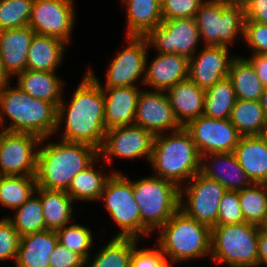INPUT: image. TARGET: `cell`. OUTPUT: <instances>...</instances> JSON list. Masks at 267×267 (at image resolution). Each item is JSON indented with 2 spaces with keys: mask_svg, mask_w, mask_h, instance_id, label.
Returning a JSON list of instances; mask_svg holds the SVG:
<instances>
[{
  "mask_svg": "<svg viewBox=\"0 0 267 267\" xmlns=\"http://www.w3.org/2000/svg\"><path fill=\"white\" fill-rule=\"evenodd\" d=\"M209 158L211 163L208 162ZM200 173L208 179L218 181L228 191L238 192L252 184L233 152L209 153L201 156Z\"/></svg>",
  "mask_w": 267,
  "mask_h": 267,
  "instance_id": "20",
  "label": "cell"
},
{
  "mask_svg": "<svg viewBox=\"0 0 267 267\" xmlns=\"http://www.w3.org/2000/svg\"><path fill=\"white\" fill-rule=\"evenodd\" d=\"M34 0H0V30L28 26Z\"/></svg>",
  "mask_w": 267,
  "mask_h": 267,
  "instance_id": "39",
  "label": "cell"
},
{
  "mask_svg": "<svg viewBox=\"0 0 267 267\" xmlns=\"http://www.w3.org/2000/svg\"><path fill=\"white\" fill-rule=\"evenodd\" d=\"M135 246L130 259V267H171V261L168 260L162 251L158 248L138 249Z\"/></svg>",
  "mask_w": 267,
  "mask_h": 267,
  "instance_id": "44",
  "label": "cell"
},
{
  "mask_svg": "<svg viewBox=\"0 0 267 267\" xmlns=\"http://www.w3.org/2000/svg\"><path fill=\"white\" fill-rule=\"evenodd\" d=\"M103 202L115 223L121 228L114 237L140 239V211L133 184L123 174L113 172L107 179L99 201Z\"/></svg>",
  "mask_w": 267,
  "mask_h": 267,
  "instance_id": "9",
  "label": "cell"
},
{
  "mask_svg": "<svg viewBox=\"0 0 267 267\" xmlns=\"http://www.w3.org/2000/svg\"><path fill=\"white\" fill-rule=\"evenodd\" d=\"M20 236L14 225L7 219H0V261L14 259L18 255Z\"/></svg>",
  "mask_w": 267,
  "mask_h": 267,
  "instance_id": "42",
  "label": "cell"
},
{
  "mask_svg": "<svg viewBox=\"0 0 267 267\" xmlns=\"http://www.w3.org/2000/svg\"><path fill=\"white\" fill-rule=\"evenodd\" d=\"M260 103L267 119V87H265V89L263 90V93L260 98Z\"/></svg>",
  "mask_w": 267,
  "mask_h": 267,
  "instance_id": "51",
  "label": "cell"
},
{
  "mask_svg": "<svg viewBox=\"0 0 267 267\" xmlns=\"http://www.w3.org/2000/svg\"><path fill=\"white\" fill-rule=\"evenodd\" d=\"M1 129H0V140H1V137H2V135H3V133L5 132V129H4V127H0Z\"/></svg>",
  "mask_w": 267,
  "mask_h": 267,
  "instance_id": "52",
  "label": "cell"
},
{
  "mask_svg": "<svg viewBox=\"0 0 267 267\" xmlns=\"http://www.w3.org/2000/svg\"><path fill=\"white\" fill-rule=\"evenodd\" d=\"M184 128L191 135L201 156L234 152L241 137L230 119H215L204 114L190 121Z\"/></svg>",
  "mask_w": 267,
  "mask_h": 267,
  "instance_id": "15",
  "label": "cell"
},
{
  "mask_svg": "<svg viewBox=\"0 0 267 267\" xmlns=\"http://www.w3.org/2000/svg\"><path fill=\"white\" fill-rule=\"evenodd\" d=\"M164 134L155 135L149 163L156 171L154 176L169 180L180 188L184 181L200 172L201 155L184 127Z\"/></svg>",
  "mask_w": 267,
  "mask_h": 267,
  "instance_id": "4",
  "label": "cell"
},
{
  "mask_svg": "<svg viewBox=\"0 0 267 267\" xmlns=\"http://www.w3.org/2000/svg\"><path fill=\"white\" fill-rule=\"evenodd\" d=\"M155 135L137 125L118 126L107 129L100 157L108 164L112 157L131 159L146 157L150 162ZM103 155V156H102Z\"/></svg>",
  "mask_w": 267,
  "mask_h": 267,
  "instance_id": "14",
  "label": "cell"
},
{
  "mask_svg": "<svg viewBox=\"0 0 267 267\" xmlns=\"http://www.w3.org/2000/svg\"><path fill=\"white\" fill-rule=\"evenodd\" d=\"M40 141L34 134L5 131L0 140V174L35 176Z\"/></svg>",
  "mask_w": 267,
  "mask_h": 267,
  "instance_id": "12",
  "label": "cell"
},
{
  "mask_svg": "<svg viewBox=\"0 0 267 267\" xmlns=\"http://www.w3.org/2000/svg\"><path fill=\"white\" fill-rule=\"evenodd\" d=\"M11 77L12 76L10 75V73L4 67V64L0 56V90L3 89L5 86L10 85Z\"/></svg>",
  "mask_w": 267,
  "mask_h": 267,
  "instance_id": "49",
  "label": "cell"
},
{
  "mask_svg": "<svg viewBox=\"0 0 267 267\" xmlns=\"http://www.w3.org/2000/svg\"><path fill=\"white\" fill-rule=\"evenodd\" d=\"M101 158L98 156L87 168L79 172L72 180L66 193L72 200L95 201L100 199L105 183L110 175L106 176L102 170L94 168L95 161ZM105 175V176H104Z\"/></svg>",
  "mask_w": 267,
  "mask_h": 267,
  "instance_id": "32",
  "label": "cell"
},
{
  "mask_svg": "<svg viewBox=\"0 0 267 267\" xmlns=\"http://www.w3.org/2000/svg\"><path fill=\"white\" fill-rule=\"evenodd\" d=\"M262 227H263L265 230H267V218H266L265 223L262 225Z\"/></svg>",
  "mask_w": 267,
  "mask_h": 267,
  "instance_id": "54",
  "label": "cell"
},
{
  "mask_svg": "<svg viewBox=\"0 0 267 267\" xmlns=\"http://www.w3.org/2000/svg\"><path fill=\"white\" fill-rule=\"evenodd\" d=\"M238 196L245 222L262 226L267 218V184L252 183Z\"/></svg>",
  "mask_w": 267,
  "mask_h": 267,
  "instance_id": "34",
  "label": "cell"
},
{
  "mask_svg": "<svg viewBox=\"0 0 267 267\" xmlns=\"http://www.w3.org/2000/svg\"><path fill=\"white\" fill-rule=\"evenodd\" d=\"M206 0H166L161 6L162 19L195 18L197 11Z\"/></svg>",
  "mask_w": 267,
  "mask_h": 267,
  "instance_id": "41",
  "label": "cell"
},
{
  "mask_svg": "<svg viewBox=\"0 0 267 267\" xmlns=\"http://www.w3.org/2000/svg\"><path fill=\"white\" fill-rule=\"evenodd\" d=\"M225 4L226 6H240L245 8L250 0H213Z\"/></svg>",
  "mask_w": 267,
  "mask_h": 267,
  "instance_id": "50",
  "label": "cell"
},
{
  "mask_svg": "<svg viewBox=\"0 0 267 267\" xmlns=\"http://www.w3.org/2000/svg\"><path fill=\"white\" fill-rule=\"evenodd\" d=\"M65 42L45 35L34 34L27 57V69L56 72L63 61Z\"/></svg>",
  "mask_w": 267,
  "mask_h": 267,
  "instance_id": "27",
  "label": "cell"
},
{
  "mask_svg": "<svg viewBox=\"0 0 267 267\" xmlns=\"http://www.w3.org/2000/svg\"><path fill=\"white\" fill-rule=\"evenodd\" d=\"M259 227L248 222L213 226L210 259L229 267H257Z\"/></svg>",
  "mask_w": 267,
  "mask_h": 267,
  "instance_id": "7",
  "label": "cell"
},
{
  "mask_svg": "<svg viewBox=\"0 0 267 267\" xmlns=\"http://www.w3.org/2000/svg\"><path fill=\"white\" fill-rule=\"evenodd\" d=\"M58 242L67 249L79 254L85 261L89 263V250L93 244L92 231L85 226L71 223L61 229H58Z\"/></svg>",
  "mask_w": 267,
  "mask_h": 267,
  "instance_id": "38",
  "label": "cell"
},
{
  "mask_svg": "<svg viewBox=\"0 0 267 267\" xmlns=\"http://www.w3.org/2000/svg\"><path fill=\"white\" fill-rule=\"evenodd\" d=\"M58 234L53 230H43L20 237L17 267H50V256L56 244Z\"/></svg>",
  "mask_w": 267,
  "mask_h": 267,
  "instance_id": "25",
  "label": "cell"
},
{
  "mask_svg": "<svg viewBox=\"0 0 267 267\" xmlns=\"http://www.w3.org/2000/svg\"><path fill=\"white\" fill-rule=\"evenodd\" d=\"M127 6V36H146L161 24V5L157 0H122Z\"/></svg>",
  "mask_w": 267,
  "mask_h": 267,
  "instance_id": "29",
  "label": "cell"
},
{
  "mask_svg": "<svg viewBox=\"0 0 267 267\" xmlns=\"http://www.w3.org/2000/svg\"><path fill=\"white\" fill-rule=\"evenodd\" d=\"M166 93L182 127L203 115L205 90L189 78L174 84Z\"/></svg>",
  "mask_w": 267,
  "mask_h": 267,
  "instance_id": "24",
  "label": "cell"
},
{
  "mask_svg": "<svg viewBox=\"0 0 267 267\" xmlns=\"http://www.w3.org/2000/svg\"><path fill=\"white\" fill-rule=\"evenodd\" d=\"M195 20L204 45L227 46L238 34L244 35L245 9L206 0L197 11Z\"/></svg>",
  "mask_w": 267,
  "mask_h": 267,
  "instance_id": "8",
  "label": "cell"
},
{
  "mask_svg": "<svg viewBox=\"0 0 267 267\" xmlns=\"http://www.w3.org/2000/svg\"><path fill=\"white\" fill-rule=\"evenodd\" d=\"M149 48L158 53H175L190 59L201 40L195 18L163 20L146 36Z\"/></svg>",
  "mask_w": 267,
  "mask_h": 267,
  "instance_id": "11",
  "label": "cell"
},
{
  "mask_svg": "<svg viewBox=\"0 0 267 267\" xmlns=\"http://www.w3.org/2000/svg\"><path fill=\"white\" fill-rule=\"evenodd\" d=\"M159 249L171 263L211 255V228L178 209L159 228Z\"/></svg>",
  "mask_w": 267,
  "mask_h": 267,
  "instance_id": "5",
  "label": "cell"
},
{
  "mask_svg": "<svg viewBox=\"0 0 267 267\" xmlns=\"http://www.w3.org/2000/svg\"><path fill=\"white\" fill-rule=\"evenodd\" d=\"M134 124L154 135L162 134L165 130L172 132L182 128L172 110L166 91L141 90Z\"/></svg>",
  "mask_w": 267,
  "mask_h": 267,
  "instance_id": "17",
  "label": "cell"
},
{
  "mask_svg": "<svg viewBox=\"0 0 267 267\" xmlns=\"http://www.w3.org/2000/svg\"><path fill=\"white\" fill-rule=\"evenodd\" d=\"M34 34L29 25L0 30V56L11 76L27 69L28 50Z\"/></svg>",
  "mask_w": 267,
  "mask_h": 267,
  "instance_id": "22",
  "label": "cell"
},
{
  "mask_svg": "<svg viewBox=\"0 0 267 267\" xmlns=\"http://www.w3.org/2000/svg\"><path fill=\"white\" fill-rule=\"evenodd\" d=\"M9 86L0 90V126L4 127L7 116L11 124L4 127L5 131L30 133L40 139L56 133L57 107L26 94L19 86Z\"/></svg>",
  "mask_w": 267,
  "mask_h": 267,
  "instance_id": "3",
  "label": "cell"
},
{
  "mask_svg": "<svg viewBox=\"0 0 267 267\" xmlns=\"http://www.w3.org/2000/svg\"><path fill=\"white\" fill-rule=\"evenodd\" d=\"M157 54L150 66L145 68L144 85L155 91H167L174 84L188 79V58L175 53Z\"/></svg>",
  "mask_w": 267,
  "mask_h": 267,
  "instance_id": "21",
  "label": "cell"
},
{
  "mask_svg": "<svg viewBox=\"0 0 267 267\" xmlns=\"http://www.w3.org/2000/svg\"><path fill=\"white\" fill-rule=\"evenodd\" d=\"M189 181L193 183L179 189V209L212 228L217 224L219 205L227 190L221 183L206 178L200 172ZM183 196L187 197L186 202Z\"/></svg>",
  "mask_w": 267,
  "mask_h": 267,
  "instance_id": "10",
  "label": "cell"
},
{
  "mask_svg": "<svg viewBox=\"0 0 267 267\" xmlns=\"http://www.w3.org/2000/svg\"><path fill=\"white\" fill-rule=\"evenodd\" d=\"M45 140L41 139L38 149L37 187L67 191L73 178L99 156L98 149L85 143L59 140L43 147Z\"/></svg>",
  "mask_w": 267,
  "mask_h": 267,
  "instance_id": "2",
  "label": "cell"
},
{
  "mask_svg": "<svg viewBox=\"0 0 267 267\" xmlns=\"http://www.w3.org/2000/svg\"><path fill=\"white\" fill-rule=\"evenodd\" d=\"M35 194L40 197L47 230L57 231L68 225L74 216L72 214L74 208L73 200L66 191L49 190L36 186Z\"/></svg>",
  "mask_w": 267,
  "mask_h": 267,
  "instance_id": "28",
  "label": "cell"
},
{
  "mask_svg": "<svg viewBox=\"0 0 267 267\" xmlns=\"http://www.w3.org/2000/svg\"><path fill=\"white\" fill-rule=\"evenodd\" d=\"M157 1L161 6L166 2V0H157Z\"/></svg>",
  "mask_w": 267,
  "mask_h": 267,
  "instance_id": "53",
  "label": "cell"
},
{
  "mask_svg": "<svg viewBox=\"0 0 267 267\" xmlns=\"http://www.w3.org/2000/svg\"><path fill=\"white\" fill-rule=\"evenodd\" d=\"M133 193L140 211V238L163 226L179 209V187L157 176L133 181ZM143 235V236H142Z\"/></svg>",
  "mask_w": 267,
  "mask_h": 267,
  "instance_id": "6",
  "label": "cell"
},
{
  "mask_svg": "<svg viewBox=\"0 0 267 267\" xmlns=\"http://www.w3.org/2000/svg\"><path fill=\"white\" fill-rule=\"evenodd\" d=\"M252 183L267 184V136H241L233 152Z\"/></svg>",
  "mask_w": 267,
  "mask_h": 267,
  "instance_id": "23",
  "label": "cell"
},
{
  "mask_svg": "<svg viewBox=\"0 0 267 267\" xmlns=\"http://www.w3.org/2000/svg\"><path fill=\"white\" fill-rule=\"evenodd\" d=\"M237 97L228 77L205 90L203 114L215 119H229Z\"/></svg>",
  "mask_w": 267,
  "mask_h": 267,
  "instance_id": "33",
  "label": "cell"
},
{
  "mask_svg": "<svg viewBox=\"0 0 267 267\" xmlns=\"http://www.w3.org/2000/svg\"><path fill=\"white\" fill-rule=\"evenodd\" d=\"M245 222L237 191H226L219 205L216 225H229Z\"/></svg>",
  "mask_w": 267,
  "mask_h": 267,
  "instance_id": "40",
  "label": "cell"
},
{
  "mask_svg": "<svg viewBox=\"0 0 267 267\" xmlns=\"http://www.w3.org/2000/svg\"><path fill=\"white\" fill-rule=\"evenodd\" d=\"M128 45L111 61L104 87L136 86L144 83L149 44L145 36H127ZM143 74V75H142Z\"/></svg>",
  "mask_w": 267,
  "mask_h": 267,
  "instance_id": "16",
  "label": "cell"
},
{
  "mask_svg": "<svg viewBox=\"0 0 267 267\" xmlns=\"http://www.w3.org/2000/svg\"><path fill=\"white\" fill-rule=\"evenodd\" d=\"M74 0H34L28 25L35 34L69 43L76 13Z\"/></svg>",
  "mask_w": 267,
  "mask_h": 267,
  "instance_id": "13",
  "label": "cell"
},
{
  "mask_svg": "<svg viewBox=\"0 0 267 267\" xmlns=\"http://www.w3.org/2000/svg\"><path fill=\"white\" fill-rule=\"evenodd\" d=\"M265 264L267 267V230L259 227L258 237V267Z\"/></svg>",
  "mask_w": 267,
  "mask_h": 267,
  "instance_id": "48",
  "label": "cell"
},
{
  "mask_svg": "<svg viewBox=\"0 0 267 267\" xmlns=\"http://www.w3.org/2000/svg\"><path fill=\"white\" fill-rule=\"evenodd\" d=\"M228 78L234 87L237 99L260 100L265 86L257 76L255 68L246 58L236 56L232 60Z\"/></svg>",
  "mask_w": 267,
  "mask_h": 267,
  "instance_id": "31",
  "label": "cell"
},
{
  "mask_svg": "<svg viewBox=\"0 0 267 267\" xmlns=\"http://www.w3.org/2000/svg\"><path fill=\"white\" fill-rule=\"evenodd\" d=\"M251 57L246 59L255 68L261 83L267 87V54H253Z\"/></svg>",
  "mask_w": 267,
  "mask_h": 267,
  "instance_id": "47",
  "label": "cell"
},
{
  "mask_svg": "<svg viewBox=\"0 0 267 267\" xmlns=\"http://www.w3.org/2000/svg\"><path fill=\"white\" fill-rule=\"evenodd\" d=\"M86 261L58 242L50 256V267H84Z\"/></svg>",
  "mask_w": 267,
  "mask_h": 267,
  "instance_id": "45",
  "label": "cell"
},
{
  "mask_svg": "<svg viewBox=\"0 0 267 267\" xmlns=\"http://www.w3.org/2000/svg\"><path fill=\"white\" fill-rule=\"evenodd\" d=\"M87 73L102 87L106 129L134 125L141 90L136 86L103 88L91 69Z\"/></svg>",
  "mask_w": 267,
  "mask_h": 267,
  "instance_id": "19",
  "label": "cell"
},
{
  "mask_svg": "<svg viewBox=\"0 0 267 267\" xmlns=\"http://www.w3.org/2000/svg\"><path fill=\"white\" fill-rule=\"evenodd\" d=\"M36 189V176H2L0 204L15 210L23 205Z\"/></svg>",
  "mask_w": 267,
  "mask_h": 267,
  "instance_id": "35",
  "label": "cell"
},
{
  "mask_svg": "<svg viewBox=\"0 0 267 267\" xmlns=\"http://www.w3.org/2000/svg\"><path fill=\"white\" fill-rule=\"evenodd\" d=\"M64 119L63 141L85 143L101 149L107 131L104 122V94L102 87L88 73L81 79L70 104H65L62 99L57 106L56 132L60 130L58 128Z\"/></svg>",
  "mask_w": 267,
  "mask_h": 267,
  "instance_id": "1",
  "label": "cell"
},
{
  "mask_svg": "<svg viewBox=\"0 0 267 267\" xmlns=\"http://www.w3.org/2000/svg\"><path fill=\"white\" fill-rule=\"evenodd\" d=\"M227 46L205 45L189 59V79L206 90L228 77L235 56L230 57Z\"/></svg>",
  "mask_w": 267,
  "mask_h": 267,
  "instance_id": "18",
  "label": "cell"
},
{
  "mask_svg": "<svg viewBox=\"0 0 267 267\" xmlns=\"http://www.w3.org/2000/svg\"><path fill=\"white\" fill-rule=\"evenodd\" d=\"M245 9V21L267 24V0H250Z\"/></svg>",
  "mask_w": 267,
  "mask_h": 267,
  "instance_id": "46",
  "label": "cell"
},
{
  "mask_svg": "<svg viewBox=\"0 0 267 267\" xmlns=\"http://www.w3.org/2000/svg\"><path fill=\"white\" fill-rule=\"evenodd\" d=\"M229 119L241 136L266 135L267 119L260 100L237 99Z\"/></svg>",
  "mask_w": 267,
  "mask_h": 267,
  "instance_id": "30",
  "label": "cell"
},
{
  "mask_svg": "<svg viewBox=\"0 0 267 267\" xmlns=\"http://www.w3.org/2000/svg\"><path fill=\"white\" fill-rule=\"evenodd\" d=\"M34 196L35 193L23 205L14 210V218L7 217L20 237L46 230L40 197Z\"/></svg>",
  "mask_w": 267,
  "mask_h": 267,
  "instance_id": "37",
  "label": "cell"
},
{
  "mask_svg": "<svg viewBox=\"0 0 267 267\" xmlns=\"http://www.w3.org/2000/svg\"><path fill=\"white\" fill-rule=\"evenodd\" d=\"M55 72L26 69L17 74V86L30 96L53 103L56 107L62 101L63 81Z\"/></svg>",
  "mask_w": 267,
  "mask_h": 267,
  "instance_id": "26",
  "label": "cell"
},
{
  "mask_svg": "<svg viewBox=\"0 0 267 267\" xmlns=\"http://www.w3.org/2000/svg\"><path fill=\"white\" fill-rule=\"evenodd\" d=\"M243 37L253 54H267V24L245 21Z\"/></svg>",
  "mask_w": 267,
  "mask_h": 267,
  "instance_id": "43",
  "label": "cell"
},
{
  "mask_svg": "<svg viewBox=\"0 0 267 267\" xmlns=\"http://www.w3.org/2000/svg\"><path fill=\"white\" fill-rule=\"evenodd\" d=\"M140 240L136 238L112 237L88 267H130L134 247Z\"/></svg>",
  "mask_w": 267,
  "mask_h": 267,
  "instance_id": "36",
  "label": "cell"
}]
</instances>
